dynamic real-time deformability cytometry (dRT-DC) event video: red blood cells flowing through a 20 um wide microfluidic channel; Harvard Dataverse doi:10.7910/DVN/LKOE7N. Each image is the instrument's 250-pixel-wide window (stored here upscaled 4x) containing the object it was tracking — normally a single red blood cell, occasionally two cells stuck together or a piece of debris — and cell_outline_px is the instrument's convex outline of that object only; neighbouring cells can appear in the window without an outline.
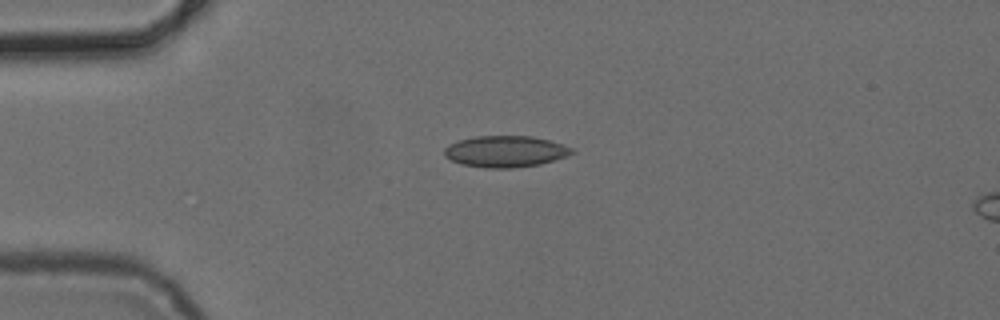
{"species": "common noctule bat (a hibernating species)", "species_latin": "Nyctalus noctula", "temperature_condition": "cold", "stored_images_in_passage": 4, "camera_frame_rate_fps": 3000, "um_per_image_px": 0.085, "animal": {"sex": "female", "body_mass_g": 24.6, "forearm_length_mm": 56.2}, "frame": {"image": 1, "passage_image": 1, "time_ms": 0.0, "image_size_px": [1000, 320], "cell_outline_px": [[576, 152], [568, 156], [540, 164], [512, 168], [488, 168], [460, 164], [444, 156], [444, 148], [448, 144], [460, 140], [476, 136], [532, 136], [564, 144], [572, 148]], "centroid_in_image_um": [42.97, 12.87], "position_along_channel_um": 42.0, "area_um2": 23.41}}
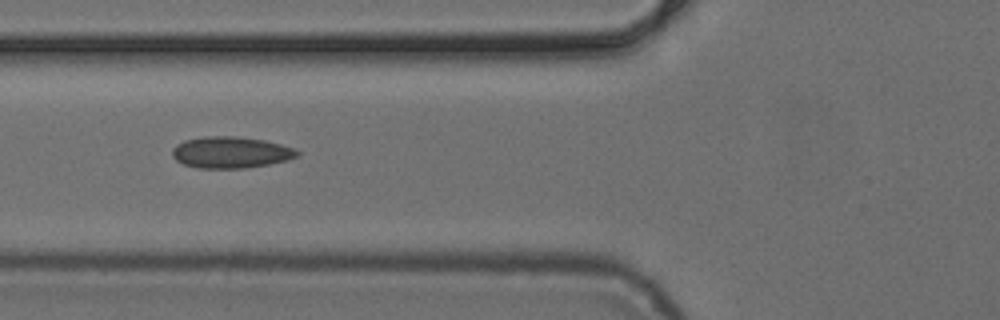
{"frame": {"image": 2, "passage_image": 3, "time_ms": 2.333, "image_size_px": [1000, 320], "cell_outline_px": [[300, 152], [296, 156], [288, 160], [268, 164], [244, 168], [196, 168], [184, 164], [176, 160], [172, 156], [172, 148], [176, 144], [184, 140], [204, 136], [236, 136], [264, 140], [280, 144], [292, 148]], "centroid_in_image_um": [19.57, 12.95], "position_along_channel_um": 106.2, "area_um2": 22.89}}
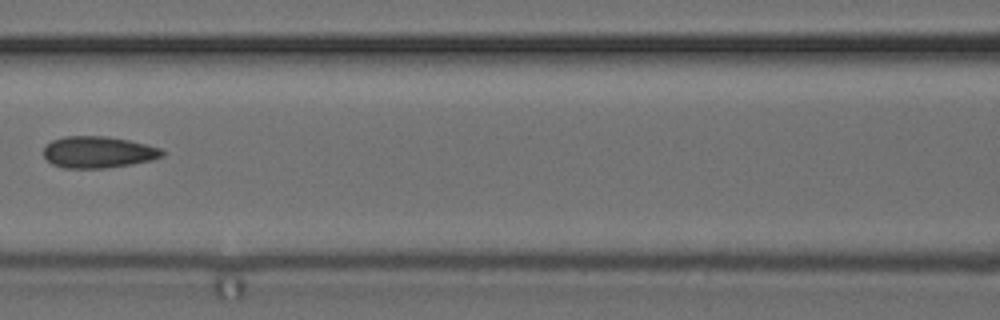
{"frame": {"image": 3, "passage_image": 4, "time_ms": 3.667, "image_size_px": [1000, 320], "cell_outline_px": [[168, 152], [164, 156], [152, 160], [132, 164], [104, 168], [64, 168], [52, 164], [44, 156], [44, 148], [52, 140], [64, 136], [104, 136], [128, 140], [160, 148]], "centroid_in_image_um": [8.37, 12.93], "position_along_channel_um": 158.2, "area_um2": 21.85}}